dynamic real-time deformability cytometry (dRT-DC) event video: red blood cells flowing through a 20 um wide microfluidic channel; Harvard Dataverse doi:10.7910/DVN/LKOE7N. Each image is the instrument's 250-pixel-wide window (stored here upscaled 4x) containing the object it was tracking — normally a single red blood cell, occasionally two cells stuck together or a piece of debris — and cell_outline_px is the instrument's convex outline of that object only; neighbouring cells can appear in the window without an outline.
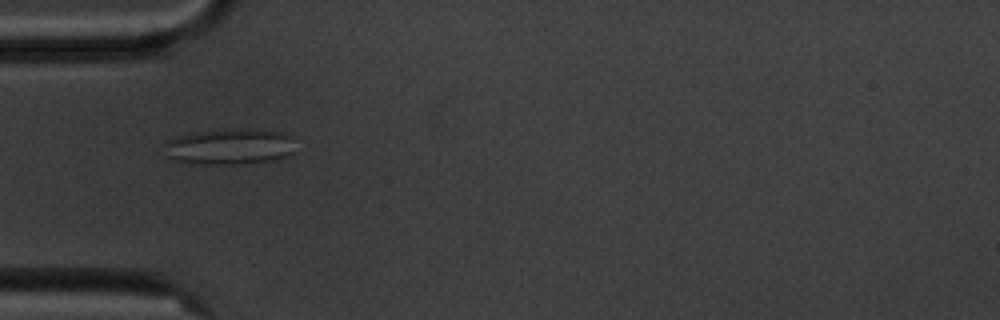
{"species": "common noctule bat (a hibernating species)", "species_latin": "Nyctalus noctula", "temperature_condition": "cold", "stored_images_in_passage": 9, "camera_frame_rate_fps": 3000, "um_per_image_px": 0.085, "animal": {"sex": "male", "body_mass_g": 20.1, "forearm_length_mm": 53.5}, "frame": {"image": 1, "passage_image": 4, "time_ms": 3.667, "image_size_px": [1000, 320], "cell_outline_px": [[292, 152], [288, 156], [276, 160], [236, 164], [188, 164], [168, 160], [164, 156], [164, 144], [168, 140], [180, 136], [196, 132], [224, 128], [252, 128], [280, 132], [292, 136]], "centroid_in_image_um": [19.45, 12.47], "position_along_channel_um": 65.6, "area_um2": 28.15}}